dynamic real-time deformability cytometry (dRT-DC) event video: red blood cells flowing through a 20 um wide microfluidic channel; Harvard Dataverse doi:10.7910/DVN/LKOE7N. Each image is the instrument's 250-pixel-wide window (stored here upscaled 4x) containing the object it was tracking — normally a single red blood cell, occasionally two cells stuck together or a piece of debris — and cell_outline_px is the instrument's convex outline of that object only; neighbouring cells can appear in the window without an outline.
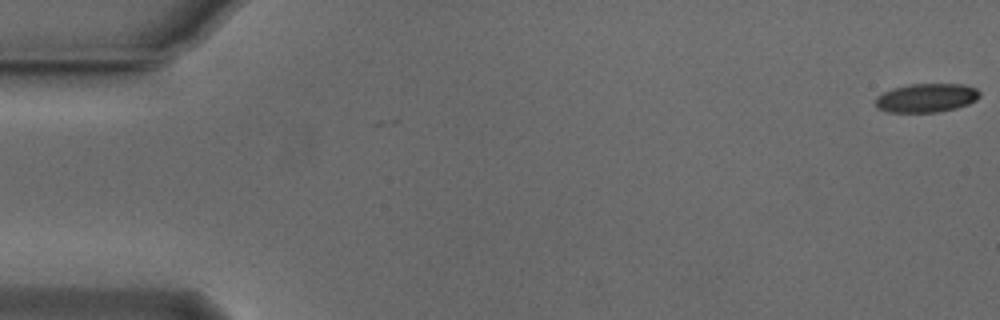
{"species": "Egyptian fruit bat (a non-hibernating species)", "species_latin": "Rousettus aegyptiacus", "temperature_condition": "cold", "stored_images_in_passage": 3, "camera_frame_rate_fps": 3000, "um_per_image_px": 0.085, "animal": {"sex": "male"}, "frame": {"image": 1, "passage_image": 1, "time_ms": 0.0, "image_size_px": [1000, 320], "cell_outline_px": [[980, 96], [976, 100], [968, 104], [956, 108], [936, 112], [888, 112], [876, 108], [876, 96], [892, 88], [908, 84], [964, 84], [976, 88], [980, 92]], "centroid_in_image_um": [78.74, 8.31], "position_along_channel_um": 6.3, "area_um2": 17.57}}